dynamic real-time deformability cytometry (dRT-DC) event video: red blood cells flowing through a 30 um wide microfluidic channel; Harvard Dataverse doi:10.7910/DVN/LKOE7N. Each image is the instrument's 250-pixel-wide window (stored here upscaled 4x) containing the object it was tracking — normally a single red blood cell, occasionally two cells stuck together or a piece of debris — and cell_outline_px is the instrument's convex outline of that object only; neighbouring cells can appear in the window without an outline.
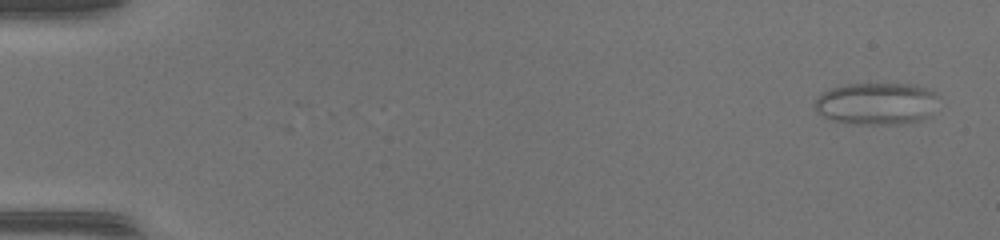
{"species": "common noctule bat (a hibernating species)", "species_latin": "Nyctalus noctula", "temperature_condition": "warm", "stored_images_in_passage": 49, "camera_frame_rate_fps": 3000, "um_per_image_px": 0.085, "animal": {"sex": "female", "body_mass_g": 17.0, "forearm_length_mm": 48.0}, "frame": {"image": 1, "passage_image": 1, "time_ms": 0.0, "image_size_px": [1000, 240], "cell_outline_px": [[936, 96], [932, 116], [920, 120], [900, 124], [856, 124], [832, 120], [816, 112], [816, 100], [824, 92], [832, 88], [848, 84], [916, 84], [932, 92]], "centroid_in_image_um": [74.51, 8.82], "position_along_channel_um": 10.5, "area_um2": 30.06}}
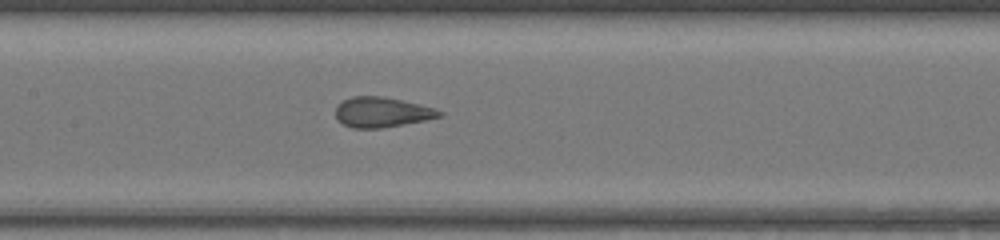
{"frame": {"image": 2, "passage_image": 24, "time_ms": 7.667, "image_size_px": [1000, 240], "cell_outline_px": [[444, 116], [428, 120], [384, 128], [352, 128], [344, 124], [336, 116], [336, 108], [344, 100], [352, 96], [380, 96], [400, 100], [432, 108], [444, 112]], "centroid_in_image_um": [32.49, 9.55], "position_along_channel_um": 174.9, "area_um2": 18.03}}
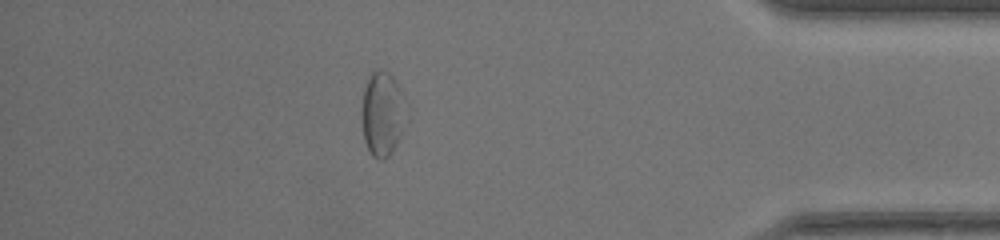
{"frame": {"image": 3, "passage_image": 43, "time_ms": 14.0, "image_size_px": [1000, 240], "cell_outline_px": [[408, 120], [396, 144], [388, 156], [384, 160], [380, 160], [372, 156], [364, 140], [360, 116], [364, 88], [368, 76], [372, 72], [380, 68], [388, 72], [392, 76], [400, 92]], "centroid_in_image_um": [32.47, 9.69], "position_along_channel_um": 402.7, "area_um2": 22.02}, "authors_computed_cell_mechanics": {"area_um2": 20.0566, "velocity_mm_per_s": 4.1731, "shape_relaxation_time_tau1_ms": null, "shape_relaxation_time_tau2_ms": 0.8213, "deformation_change_tau1": null, "deformation_change_tau2": 0.0844}}